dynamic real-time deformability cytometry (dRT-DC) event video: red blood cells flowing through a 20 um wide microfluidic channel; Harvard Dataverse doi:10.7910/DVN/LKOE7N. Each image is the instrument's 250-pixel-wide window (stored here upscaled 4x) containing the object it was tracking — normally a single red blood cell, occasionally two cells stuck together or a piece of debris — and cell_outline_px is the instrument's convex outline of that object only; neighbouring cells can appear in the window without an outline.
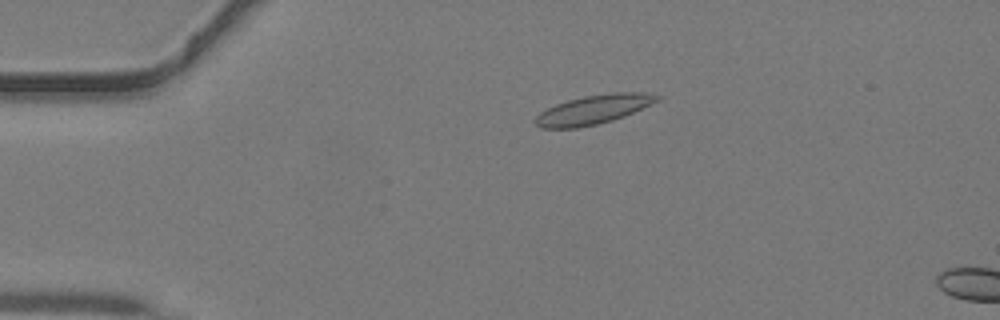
{"species": "common noctule bat (a hibernating species)", "species_latin": "Nyctalus noctula", "temperature_condition": "warm", "stored_images_in_passage": 12, "camera_frame_rate_fps": 3000, "um_per_image_px": 0.085, "animal": {"sex": "male", "body_mass_g": 19.2, "forearm_length_mm": 51.8}, "frame": {"image": 1, "passage_image": 10, "time_ms": 3.0, "image_size_px": [1000, 320], "cell_outline_px": [[664, 96], [660, 100], [624, 116], [612, 120], [596, 124], [576, 128], [540, 128], [532, 120], [540, 112], [556, 104], [568, 100], [584, 96], [612, 92], [644, 92]], "centroid_in_image_um": [50.46, 9.3], "position_along_channel_um": 34.5, "area_um2": 20.69}}